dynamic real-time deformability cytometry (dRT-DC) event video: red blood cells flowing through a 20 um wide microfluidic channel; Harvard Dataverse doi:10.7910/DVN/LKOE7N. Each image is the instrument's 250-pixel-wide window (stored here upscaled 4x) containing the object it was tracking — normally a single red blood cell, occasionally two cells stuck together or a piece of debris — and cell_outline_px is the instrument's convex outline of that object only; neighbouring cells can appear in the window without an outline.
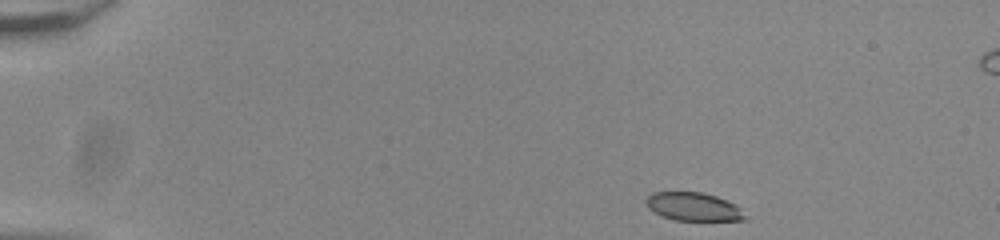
{"species": "common noctule bat (a hibernating species)", "species_latin": "Nyctalus noctula", "temperature_condition": "room temperature", "stored_images_in_passage": 47, "camera_frame_rate_fps": 3000, "um_per_image_px": 0.085, "animal": {"sex": "male", "body_mass_g": 20.0, "forearm_length_mm": 53.3}, "frame": {"image": 1, "passage_image": 1, "time_ms": 0.0, "image_size_px": [1000, 240], "cell_outline_px": [[748, 220], [676, 220], [664, 216], [648, 208], [644, 200], [652, 192], [700, 192], [716, 196], [736, 204], [740, 208]], "centroid_in_image_um": [58.95, 17.56], "position_along_channel_um": 26.1, "area_um2": 16.18}}
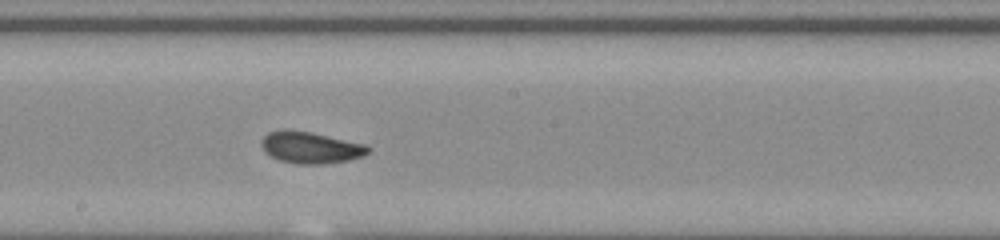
{"frame": {"image": 2, "passage_image": 24, "time_ms": 7.667, "image_size_px": [1000, 240], "cell_outline_px": [[372, 148], [364, 156], [348, 160], [324, 164], [300, 164], [280, 160], [264, 152], [260, 144], [260, 140], [268, 132], [284, 128], [312, 132], [368, 144]], "centroid_in_image_um": [26.41, 12.52], "position_along_channel_um": 221.8, "area_um2": 20.06}}
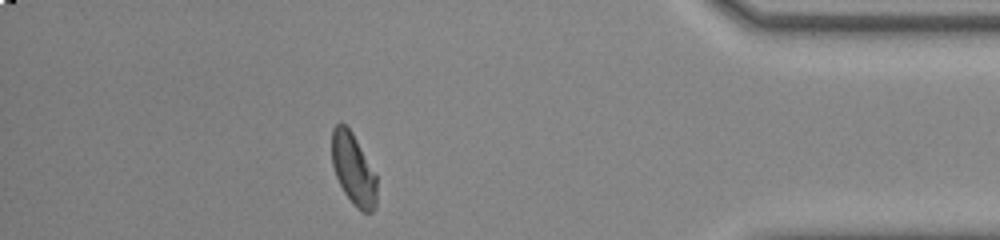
{"frame": {"image": 3, "passage_image": 41, "time_ms": 13.333, "image_size_px": [1000, 240], "cell_outline_px": [[376, 204], [372, 212], [360, 212], [352, 204], [344, 192], [336, 176], [332, 164], [332, 128], [340, 120], [352, 132], [376, 176]], "centroid_in_image_um": [30.02, 14.39], "position_along_channel_um": 405.2, "area_um2": 18.61}, "authors_computed_cell_mechanics": {"area_um2": 19.1318, "velocity_mm_per_s": 3.851, "shape_relaxation_time_tau1_ms": 4.3352, "shape_relaxation_time_tau2_ms": 1.4906, "deformation_change_tau1": 0.119, "deformation_change_tau2": 0.0667}}